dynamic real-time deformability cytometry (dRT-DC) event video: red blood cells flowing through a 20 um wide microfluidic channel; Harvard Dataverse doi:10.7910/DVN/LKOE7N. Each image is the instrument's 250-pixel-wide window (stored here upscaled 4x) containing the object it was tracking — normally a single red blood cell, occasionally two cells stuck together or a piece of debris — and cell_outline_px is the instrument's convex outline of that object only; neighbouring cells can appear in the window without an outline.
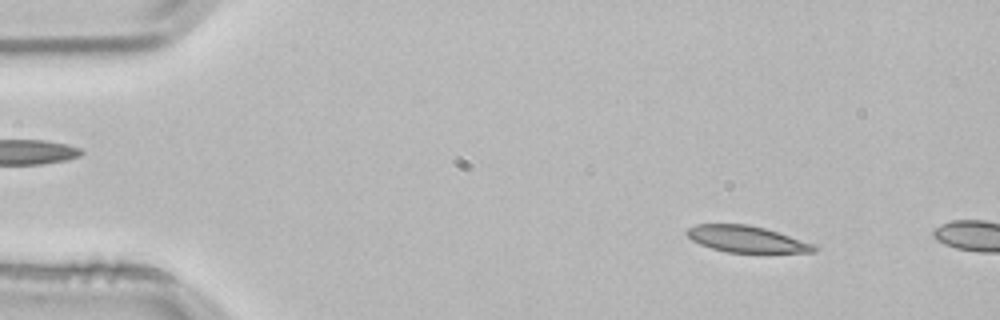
{"species": "common noctule bat (a hibernating species)", "species_latin": "Nyctalus noctula", "temperature_condition": "room temperature", "stored_images_in_passage": 3, "segment_of_instrument_passage": [2, 2], "camera_frame_rate_fps": 3000, "um_per_image_px": 0.085, "animal": {"sex": "male", "body_mass_g": 21.5, "forearm_length_mm": 52.0}, "frame": {"image": 1, "passage_image": 3, "time_ms": 0.667, "image_size_px": [1000, 320], "cell_outline_px": [[820, 248], [816, 252], [728, 252], [712, 248], [700, 244], [692, 240], [684, 232], [688, 228], [696, 224], [748, 224], [764, 228], [816, 244]], "centroid_in_image_um": [63.48, 20.32], "position_along_channel_um": 21.5, "area_um2": 19.54}}